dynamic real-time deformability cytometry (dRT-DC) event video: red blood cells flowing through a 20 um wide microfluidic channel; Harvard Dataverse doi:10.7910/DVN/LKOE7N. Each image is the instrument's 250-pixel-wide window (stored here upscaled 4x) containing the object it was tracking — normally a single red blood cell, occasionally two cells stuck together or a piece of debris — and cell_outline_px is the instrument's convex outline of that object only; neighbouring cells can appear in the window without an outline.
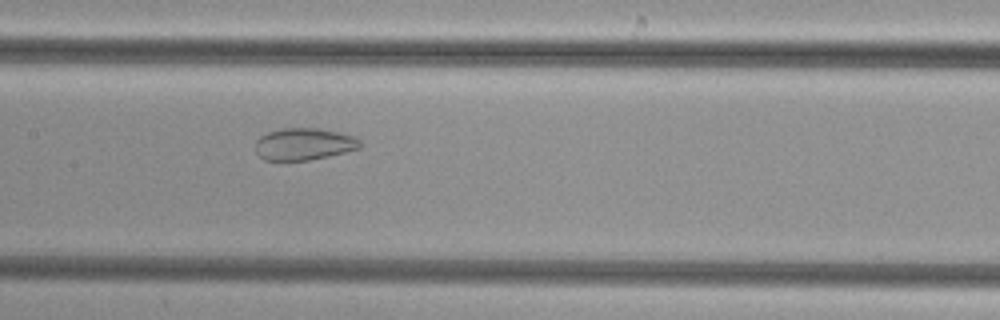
{"species": "common noctule bat (a hibernating species)", "species_latin": "Nyctalus noctula", "temperature_condition": "cold", "stored_images_in_passage": 32, "camera_frame_rate_fps": 3000, "um_per_image_px": 0.085, "animal": {"sex": "female", "body_mass_g": 29.2, "forearm_length_mm": 56.3}, "frame": {"image": 1, "passage_image": 9, "time_ms": 2.667, "image_size_px": [1000, 320], "cell_outline_px": [[360, 148], [328, 156], [308, 160], [264, 160], [256, 152], [256, 140], [260, 136], [268, 132], [280, 128], [316, 128], [336, 132], [352, 136], [360, 140]], "centroid_in_image_um": [25.79, 12.24], "position_along_channel_um": 181.6, "area_um2": 19.31}}
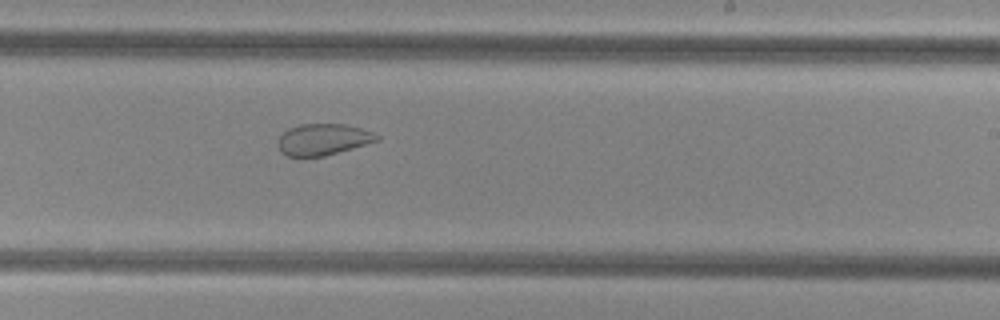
{"frame": {"image": 2, "passage_image": 15, "time_ms": 4.667, "image_size_px": [1000, 320], "cell_outline_px": [[380, 140], [368, 144], [324, 156], [288, 156], [280, 152], [276, 144], [276, 140], [288, 128], [300, 124], [344, 124], [360, 128], [372, 132], [380, 136]], "centroid_in_image_um": [27.44, 11.85], "position_along_channel_um": 261.6, "area_um2": 18.21}}
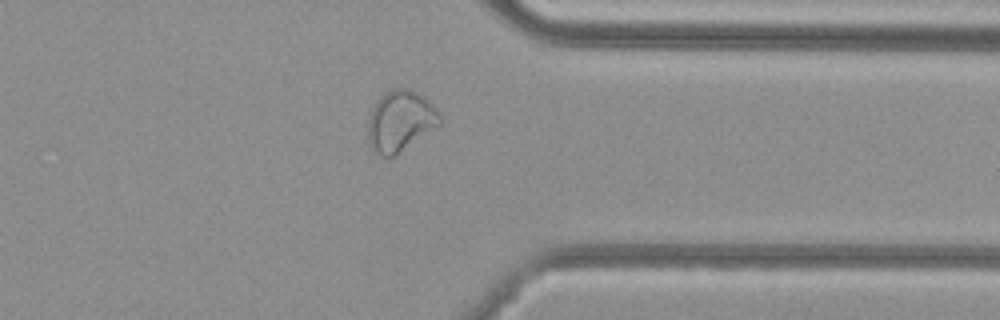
{"frame": {"image": 3, "passage_image": 24, "time_ms": 7.667, "image_size_px": [1000, 320], "cell_outline_px": [[440, 124], [392, 156], [380, 156], [372, 152], [368, 144], [368, 120], [372, 108], [380, 96], [384, 92], [392, 88], [408, 88], [424, 96], [436, 108], [440, 116]], "centroid_in_image_um": [33.98, 10.26], "position_along_channel_um": 377.4, "area_um2": 25.26}}